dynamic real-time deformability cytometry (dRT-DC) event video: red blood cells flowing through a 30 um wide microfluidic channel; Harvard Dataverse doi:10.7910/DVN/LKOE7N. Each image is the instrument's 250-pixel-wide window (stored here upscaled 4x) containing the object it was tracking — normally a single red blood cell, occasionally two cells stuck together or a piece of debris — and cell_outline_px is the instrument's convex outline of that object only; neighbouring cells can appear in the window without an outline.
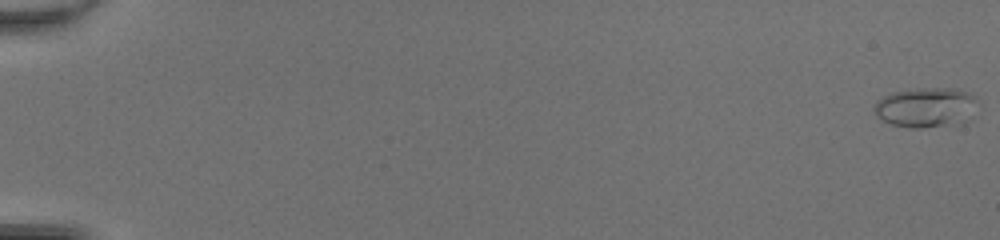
{"species": "common noctule bat (a hibernating species)", "species_latin": "Nyctalus noctula", "temperature_condition": "room temperature", "stored_images_in_passage": 50, "camera_frame_rate_fps": 3000, "um_per_image_px": 0.085, "animal": {"sex": "female", "body_mass_g": 20.0, "forearm_length_mm": 54.0}, "frame": {"image": 1, "passage_image": 1, "time_ms": 0.0, "image_size_px": [1000, 240], "cell_outline_px": [[980, 104], [968, 120], [964, 124], [924, 128], [912, 128], [892, 124], [876, 116], [872, 112], [872, 108], [876, 100], [892, 92], [916, 88], [952, 88], [976, 96]], "centroid_in_image_um": [78.73, 9.14], "position_along_channel_um": 6.3, "area_um2": 24.68}}
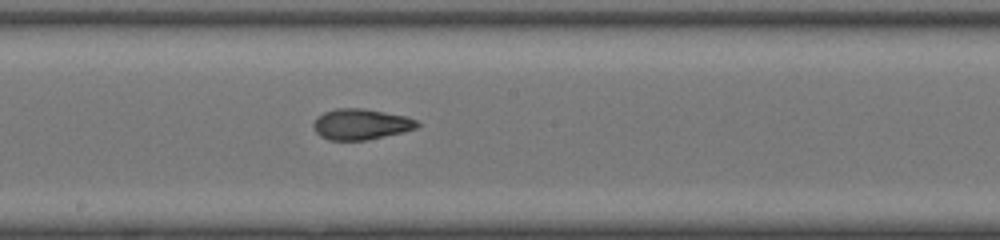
{"frame": {"image": 2, "passage_image": 30, "time_ms": 9.667, "image_size_px": [1000, 240], "cell_outline_px": [[420, 124], [416, 128], [404, 132], [368, 140], [328, 140], [320, 136], [316, 132], [312, 124], [316, 116], [324, 112], [336, 108], [364, 108], [408, 116], [416, 120]], "centroid_in_image_um": [30.67, 10.55], "position_along_channel_um": 217.5, "area_um2": 18.9}}
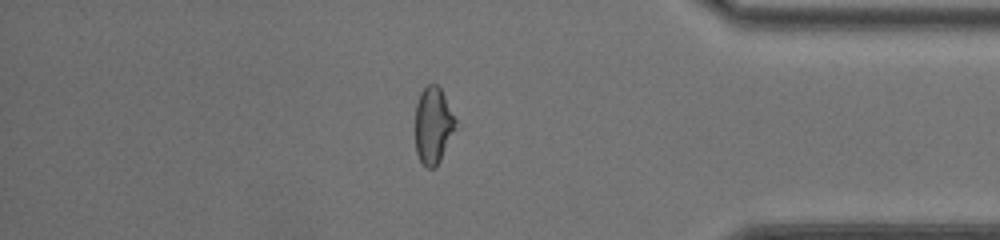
{"frame": {"image": 3, "passage_image": 44, "time_ms": 14.333, "image_size_px": [1000, 240], "cell_outline_px": [[460, 128], [436, 168], [428, 168], [420, 160], [416, 152], [416, 104], [420, 92], [428, 84], [436, 84], [440, 88], [460, 124]], "centroid_in_image_um": [36.9, 10.69], "position_along_channel_um": 398.3, "area_um2": 18.79}, "authors_computed_cell_mechanics": {"area_um2": 18.9295, "velocity_mm_per_s": 4.3424, "shape_relaxation_time_tau1_ms": null, "shape_relaxation_time_tau2_ms": 1.4089, "deformation_change_tau1": null, "deformation_change_tau2": 0.0794}}